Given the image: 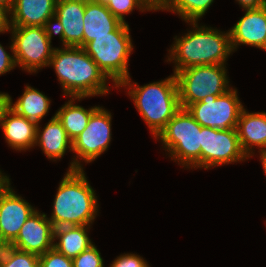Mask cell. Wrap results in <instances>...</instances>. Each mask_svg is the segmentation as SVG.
<instances>
[{"mask_svg": "<svg viewBox=\"0 0 266 267\" xmlns=\"http://www.w3.org/2000/svg\"><path fill=\"white\" fill-rule=\"evenodd\" d=\"M130 78L122 81L116 88L129 89L128 95L133 100L134 106L156 138L181 108L176 76L173 73L164 80L144 86L131 82Z\"/></svg>", "mask_w": 266, "mask_h": 267, "instance_id": "cell-4", "label": "cell"}, {"mask_svg": "<svg viewBox=\"0 0 266 267\" xmlns=\"http://www.w3.org/2000/svg\"><path fill=\"white\" fill-rule=\"evenodd\" d=\"M237 93V89L232 87L223 95H208L186 109L201 126L219 130L236 129L244 108Z\"/></svg>", "mask_w": 266, "mask_h": 267, "instance_id": "cell-10", "label": "cell"}, {"mask_svg": "<svg viewBox=\"0 0 266 267\" xmlns=\"http://www.w3.org/2000/svg\"><path fill=\"white\" fill-rule=\"evenodd\" d=\"M57 0H15L10 26L52 27Z\"/></svg>", "mask_w": 266, "mask_h": 267, "instance_id": "cell-16", "label": "cell"}, {"mask_svg": "<svg viewBox=\"0 0 266 267\" xmlns=\"http://www.w3.org/2000/svg\"><path fill=\"white\" fill-rule=\"evenodd\" d=\"M94 2H99L102 4H106L109 0H93Z\"/></svg>", "mask_w": 266, "mask_h": 267, "instance_id": "cell-39", "label": "cell"}, {"mask_svg": "<svg viewBox=\"0 0 266 267\" xmlns=\"http://www.w3.org/2000/svg\"><path fill=\"white\" fill-rule=\"evenodd\" d=\"M201 168L210 169L247 160L236 129L219 130L202 126Z\"/></svg>", "mask_w": 266, "mask_h": 267, "instance_id": "cell-11", "label": "cell"}, {"mask_svg": "<svg viewBox=\"0 0 266 267\" xmlns=\"http://www.w3.org/2000/svg\"><path fill=\"white\" fill-rule=\"evenodd\" d=\"M239 3V5L246 9H256L262 6H266V0H235Z\"/></svg>", "mask_w": 266, "mask_h": 267, "instance_id": "cell-32", "label": "cell"}, {"mask_svg": "<svg viewBox=\"0 0 266 267\" xmlns=\"http://www.w3.org/2000/svg\"><path fill=\"white\" fill-rule=\"evenodd\" d=\"M49 66L55 69L64 95L68 98L103 96L110 91L106 84L109 78L83 47H55Z\"/></svg>", "mask_w": 266, "mask_h": 267, "instance_id": "cell-1", "label": "cell"}, {"mask_svg": "<svg viewBox=\"0 0 266 267\" xmlns=\"http://www.w3.org/2000/svg\"><path fill=\"white\" fill-rule=\"evenodd\" d=\"M175 76L183 109L208 95H223L231 89L226 65L191 66L176 72Z\"/></svg>", "mask_w": 266, "mask_h": 267, "instance_id": "cell-7", "label": "cell"}, {"mask_svg": "<svg viewBox=\"0 0 266 267\" xmlns=\"http://www.w3.org/2000/svg\"><path fill=\"white\" fill-rule=\"evenodd\" d=\"M229 33L233 51L241 44L262 49L266 41V6L246 9Z\"/></svg>", "mask_w": 266, "mask_h": 267, "instance_id": "cell-15", "label": "cell"}, {"mask_svg": "<svg viewBox=\"0 0 266 267\" xmlns=\"http://www.w3.org/2000/svg\"><path fill=\"white\" fill-rule=\"evenodd\" d=\"M15 0H0V6L7 9L9 12L12 10Z\"/></svg>", "mask_w": 266, "mask_h": 267, "instance_id": "cell-36", "label": "cell"}, {"mask_svg": "<svg viewBox=\"0 0 266 267\" xmlns=\"http://www.w3.org/2000/svg\"><path fill=\"white\" fill-rule=\"evenodd\" d=\"M16 66L29 73L49 67L55 47H52L51 27L10 26Z\"/></svg>", "mask_w": 266, "mask_h": 267, "instance_id": "cell-8", "label": "cell"}, {"mask_svg": "<svg viewBox=\"0 0 266 267\" xmlns=\"http://www.w3.org/2000/svg\"><path fill=\"white\" fill-rule=\"evenodd\" d=\"M72 261L74 267H104L103 258L95 244L73 258Z\"/></svg>", "mask_w": 266, "mask_h": 267, "instance_id": "cell-27", "label": "cell"}, {"mask_svg": "<svg viewBox=\"0 0 266 267\" xmlns=\"http://www.w3.org/2000/svg\"><path fill=\"white\" fill-rule=\"evenodd\" d=\"M193 25L181 37L175 36L167 62L175 63L174 74L180 70L198 65H226L230 54L234 52L229 30L225 33L198 22H186Z\"/></svg>", "mask_w": 266, "mask_h": 267, "instance_id": "cell-2", "label": "cell"}, {"mask_svg": "<svg viewBox=\"0 0 266 267\" xmlns=\"http://www.w3.org/2000/svg\"><path fill=\"white\" fill-rule=\"evenodd\" d=\"M9 244L3 239L1 230H0V251H2L5 247H7Z\"/></svg>", "mask_w": 266, "mask_h": 267, "instance_id": "cell-37", "label": "cell"}, {"mask_svg": "<svg viewBox=\"0 0 266 267\" xmlns=\"http://www.w3.org/2000/svg\"><path fill=\"white\" fill-rule=\"evenodd\" d=\"M51 100L37 89L27 86L15 103L10 96L9 107L18 115L23 116L39 124L44 116H47Z\"/></svg>", "mask_w": 266, "mask_h": 267, "instance_id": "cell-22", "label": "cell"}, {"mask_svg": "<svg viewBox=\"0 0 266 267\" xmlns=\"http://www.w3.org/2000/svg\"><path fill=\"white\" fill-rule=\"evenodd\" d=\"M259 158L261 160V165H262L264 173L266 175V155H261Z\"/></svg>", "mask_w": 266, "mask_h": 267, "instance_id": "cell-38", "label": "cell"}, {"mask_svg": "<svg viewBox=\"0 0 266 267\" xmlns=\"http://www.w3.org/2000/svg\"><path fill=\"white\" fill-rule=\"evenodd\" d=\"M10 185L9 177L0 170V196Z\"/></svg>", "mask_w": 266, "mask_h": 267, "instance_id": "cell-35", "label": "cell"}, {"mask_svg": "<svg viewBox=\"0 0 266 267\" xmlns=\"http://www.w3.org/2000/svg\"><path fill=\"white\" fill-rule=\"evenodd\" d=\"M83 97H70L68 102L55 112V116L66 130L67 136L73 141L87 126L91 114L99 107L84 108L74 104L76 100L80 101Z\"/></svg>", "mask_w": 266, "mask_h": 267, "instance_id": "cell-23", "label": "cell"}, {"mask_svg": "<svg viewBox=\"0 0 266 267\" xmlns=\"http://www.w3.org/2000/svg\"><path fill=\"white\" fill-rule=\"evenodd\" d=\"M10 13L7 9L0 6V33L9 32L10 30Z\"/></svg>", "mask_w": 266, "mask_h": 267, "instance_id": "cell-31", "label": "cell"}, {"mask_svg": "<svg viewBox=\"0 0 266 267\" xmlns=\"http://www.w3.org/2000/svg\"><path fill=\"white\" fill-rule=\"evenodd\" d=\"M146 2L152 10L163 11L172 2V0H146Z\"/></svg>", "mask_w": 266, "mask_h": 267, "instance_id": "cell-34", "label": "cell"}, {"mask_svg": "<svg viewBox=\"0 0 266 267\" xmlns=\"http://www.w3.org/2000/svg\"><path fill=\"white\" fill-rule=\"evenodd\" d=\"M91 226H60L54 228V246L68 258H75L93 245L88 233ZM58 240V242H56ZM56 242V243H55Z\"/></svg>", "mask_w": 266, "mask_h": 267, "instance_id": "cell-21", "label": "cell"}, {"mask_svg": "<svg viewBox=\"0 0 266 267\" xmlns=\"http://www.w3.org/2000/svg\"><path fill=\"white\" fill-rule=\"evenodd\" d=\"M155 139L183 168H201L202 126L187 109L180 108Z\"/></svg>", "mask_w": 266, "mask_h": 267, "instance_id": "cell-5", "label": "cell"}, {"mask_svg": "<svg viewBox=\"0 0 266 267\" xmlns=\"http://www.w3.org/2000/svg\"><path fill=\"white\" fill-rule=\"evenodd\" d=\"M214 0H172L163 10L178 14L185 22H198Z\"/></svg>", "mask_w": 266, "mask_h": 267, "instance_id": "cell-24", "label": "cell"}, {"mask_svg": "<svg viewBox=\"0 0 266 267\" xmlns=\"http://www.w3.org/2000/svg\"><path fill=\"white\" fill-rule=\"evenodd\" d=\"M0 267H39V255L8 245L2 250Z\"/></svg>", "mask_w": 266, "mask_h": 267, "instance_id": "cell-25", "label": "cell"}, {"mask_svg": "<svg viewBox=\"0 0 266 267\" xmlns=\"http://www.w3.org/2000/svg\"><path fill=\"white\" fill-rule=\"evenodd\" d=\"M9 49L11 50V55L7 53L5 48L0 44V75H4L16 67L12 42Z\"/></svg>", "mask_w": 266, "mask_h": 267, "instance_id": "cell-30", "label": "cell"}, {"mask_svg": "<svg viewBox=\"0 0 266 267\" xmlns=\"http://www.w3.org/2000/svg\"><path fill=\"white\" fill-rule=\"evenodd\" d=\"M86 1H57L51 29L53 35H59V39L62 41V47H83V24Z\"/></svg>", "mask_w": 266, "mask_h": 267, "instance_id": "cell-12", "label": "cell"}, {"mask_svg": "<svg viewBox=\"0 0 266 267\" xmlns=\"http://www.w3.org/2000/svg\"><path fill=\"white\" fill-rule=\"evenodd\" d=\"M105 5L123 23H126L125 15L133 12L136 8L141 12L153 11L146 0H109Z\"/></svg>", "mask_w": 266, "mask_h": 267, "instance_id": "cell-26", "label": "cell"}, {"mask_svg": "<svg viewBox=\"0 0 266 267\" xmlns=\"http://www.w3.org/2000/svg\"><path fill=\"white\" fill-rule=\"evenodd\" d=\"M236 131L242 150L250 158L258 147L259 155H266V112H248L242 109Z\"/></svg>", "mask_w": 266, "mask_h": 267, "instance_id": "cell-17", "label": "cell"}, {"mask_svg": "<svg viewBox=\"0 0 266 267\" xmlns=\"http://www.w3.org/2000/svg\"><path fill=\"white\" fill-rule=\"evenodd\" d=\"M10 95L8 93L0 92V126L5 111L9 108Z\"/></svg>", "mask_w": 266, "mask_h": 267, "instance_id": "cell-33", "label": "cell"}, {"mask_svg": "<svg viewBox=\"0 0 266 267\" xmlns=\"http://www.w3.org/2000/svg\"><path fill=\"white\" fill-rule=\"evenodd\" d=\"M39 267H74L71 258L58 252L55 248L39 256Z\"/></svg>", "mask_w": 266, "mask_h": 267, "instance_id": "cell-28", "label": "cell"}, {"mask_svg": "<svg viewBox=\"0 0 266 267\" xmlns=\"http://www.w3.org/2000/svg\"><path fill=\"white\" fill-rule=\"evenodd\" d=\"M10 246L37 255L45 254L54 246V226L47 214L36 210L23 224Z\"/></svg>", "mask_w": 266, "mask_h": 267, "instance_id": "cell-13", "label": "cell"}, {"mask_svg": "<svg viewBox=\"0 0 266 267\" xmlns=\"http://www.w3.org/2000/svg\"><path fill=\"white\" fill-rule=\"evenodd\" d=\"M112 115L103 107H98L90 117L86 128L72 141L75 153L68 170L83 169L85 163H91L107 151L112 139Z\"/></svg>", "mask_w": 266, "mask_h": 267, "instance_id": "cell-9", "label": "cell"}, {"mask_svg": "<svg viewBox=\"0 0 266 267\" xmlns=\"http://www.w3.org/2000/svg\"><path fill=\"white\" fill-rule=\"evenodd\" d=\"M109 267H150L142 256L133 253H125L118 256Z\"/></svg>", "mask_w": 266, "mask_h": 267, "instance_id": "cell-29", "label": "cell"}, {"mask_svg": "<svg viewBox=\"0 0 266 267\" xmlns=\"http://www.w3.org/2000/svg\"><path fill=\"white\" fill-rule=\"evenodd\" d=\"M67 171L59 183L48 219L54 228L91 226L99 210L95 190L87 181L84 169Z\"/></svg>", "mask_w": 266, "mask_h": 267, "instance_id": "cell-3", "label": "cell"}, {"mask_svg": "<svg viewBox=\"0 0 266 267\" xmlns=\"http://www.w3.org/2000/svg\"><path fill=\"white\" fill-rule=\"evenodd\" d=\"M47 158L56 161L60 160L67 149L72 152V141L67 136L63 125L54 115L41 131L37 125L36 143Z\"/></svg>", "mask_w": 266, "mask_h": 267, "instance_id": "cell-20", "label": "cell"}, {"mask_svg": "<svg viewBox=\"0 0 266 267\" xmlns=\"http://www.w3.org/2000/svg\"><path fill=\"white\" fill-rule=\"evenodd\" d=\"M133 48L129 25L123 22L108 36H97L83 47L114 87L130 77L128 63Z\"/></svg>", "mask_w": 266, "mask_h": 267, "instance_id": "cell-6", "label": "cell"}, {"mask_svg": "<svg viewBox=\"0 0 266 267\" xmlns=\"http://www.w3.org/2000/svg\"><path fill=\"white\" fill-rule=\"evenodd\" d=\"M37 209L16 194L11 185L0 196V230L10 245L18 236L26 220Z\"/></svg>", "mask_w": 266, "mask_h": 267, "instance_id": "cell-14", "label": "cell"}, {"mask_svg": "<svg viewBox=\"0 0 266 267\" xmlns=\"http://www.w3.org/2000/svg\"><path fill=\"white\" fill-rule=\"evenodd\" d=\"M121 23L105 4L87 0L83 24V47L97 36H108V33L113 32Z\"/></svg>", "mask_w": 266, "mask_h": 267, "instance_id": "cell-19", "label": "cell"}, {"mask_svg": "<svg viewBox=\"0 0 266 267\" xmlns=\"http://www.w3.org/2000/svg\"><path fill=\"white\" fill-rule=\"evenodd\" d=\"M37 125L36 122L18 115L9 107L3 115L0 127L8 146L21 152L34 148Z\"/></svg>", "mask_w": 266, "mask_h": 267, "instance_id": "cell-18", "label": "cell"}, {"mask_svg": "<svg viewBox=\"0 0 266 267\" xmlns=\"http://www.w3.org/2000/svg\"><path fill=\"white\" fill-rule=\"evenodd\" d=\"M262 50L266 51V41H265V46L262 48Z\"/></svg>", "mask_w": 266, "mask_h": 267, "instance_id": "cell-40", "label": "cell"}]
</instances>
